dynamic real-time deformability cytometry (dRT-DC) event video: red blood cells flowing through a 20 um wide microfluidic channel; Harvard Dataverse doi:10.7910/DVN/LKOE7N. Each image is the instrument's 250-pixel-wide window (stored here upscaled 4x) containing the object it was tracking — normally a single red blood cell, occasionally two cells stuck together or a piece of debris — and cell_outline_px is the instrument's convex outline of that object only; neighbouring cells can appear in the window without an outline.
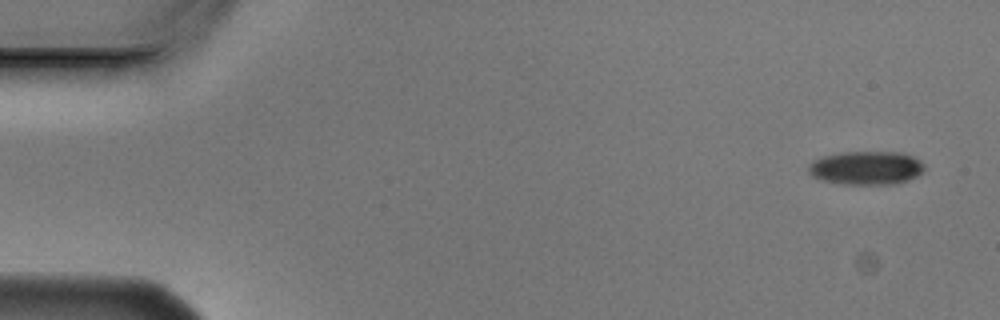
{"species": "Egyptian fruit bat (a non-hibernating species)", "species_latin": "Rousettus aegyptiacus", "temperature_condition": "cold", "stored_images_in_passage": 6, "camera_frame_rate_fps": 3000, "um_per_image_px": 0.085, "animal": {"sex": "male"}, "frame": {"image": 1, "passage_image": 1, "time_ms": 0.0, "image_size_px": [1000, 320], "cell_outline_px": [[924, 168], [916, 176], [908, 180], [892, 184], [844, 184], [820, 180], [812, 176], [808, 172], [808, 164], [812, 160], [820, 156], [840, 152], [904, 152], [920, 160], [924, 164]], "centroid_in_image_um": [73.58, 14.26], "position_along_channel_um": 11.4, "area_um2": 22.89}}
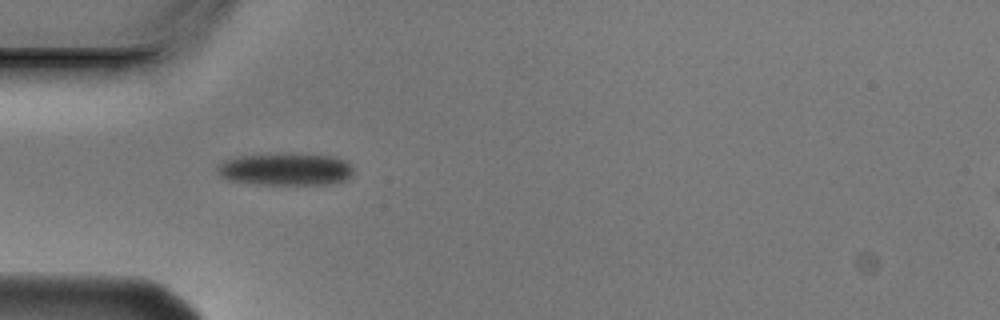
{"frame": {"image": 2, "passage_image": 5, "time_ms": 1.333, "image_size_px": [1000, 320], "cell_outline_px": [[356, 172], [348, 180], [332, 184], [256, 184], [228, 180], [220, 176], [216, 172], [216, 164], [224, 160], [240, 156], [336, 156], [348, 160], [352, 164]], "centroid_in_image_um": [24.34, 14.43], "position_along_channel_um": 60.7, "area_um2": 25.32}}
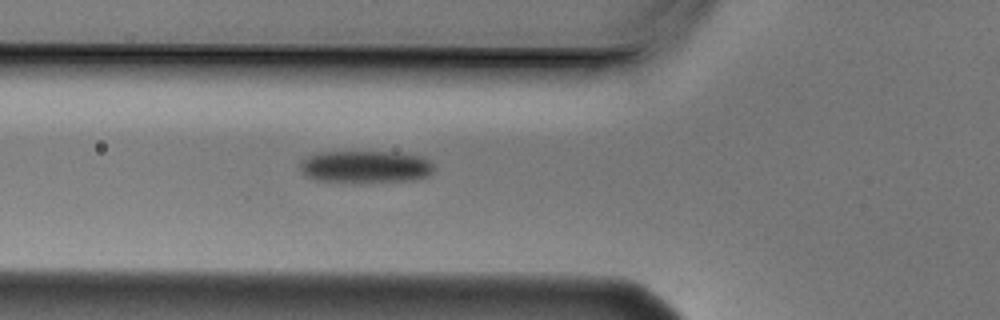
{"frame": {"image": 3, "passage_image": 6, "time_ms": 1.667, "image_size_px": [1000, 320], "cell_outline_px": [[436, 168], [428, 176], [416, 180], [360, 184], [352, 184], [316, 180], [304, 176], [300, 172], [300, 160], [308, 156], [320, 152], [396, 152], [424, 156]], "centroid_in_image_um": [31.06, 14.21], "position_along_channel_um": 94.7, "area_um2": 26.3}}